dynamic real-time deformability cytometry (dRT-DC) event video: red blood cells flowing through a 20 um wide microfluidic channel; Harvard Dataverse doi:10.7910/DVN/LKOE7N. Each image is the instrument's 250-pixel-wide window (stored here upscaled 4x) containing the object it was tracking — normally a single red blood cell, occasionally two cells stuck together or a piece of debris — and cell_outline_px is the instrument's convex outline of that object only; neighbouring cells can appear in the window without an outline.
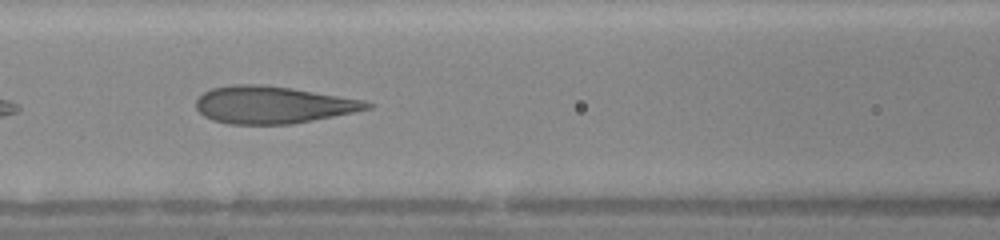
{"species": "human", "species_latin": "Homo sapiens", "temperature_condition": "warm", "stored_images_in_passage": 10, "camera_frame_rate_fps": 3000, "um_per_image_px": 0.085, "donor": {"sex": "female"}, "frame": {"image": 1, "passage_image": 7, "time_ms": 2.0, "image_size_px": [1000, 240], "cell_outline_px": [[376, 104], [372, 108], [292, 124], [228, 124], [212, 120], [204, 116], [196, 108], [196, 100], [204, 92], [212, 88], [232, 84], [260, 84], [292, 88], [364, 100]], "centroid_in_image_um": [23.17, 8.9], "position_along_channel_um": 143.4, "area_um2": 37.05}}